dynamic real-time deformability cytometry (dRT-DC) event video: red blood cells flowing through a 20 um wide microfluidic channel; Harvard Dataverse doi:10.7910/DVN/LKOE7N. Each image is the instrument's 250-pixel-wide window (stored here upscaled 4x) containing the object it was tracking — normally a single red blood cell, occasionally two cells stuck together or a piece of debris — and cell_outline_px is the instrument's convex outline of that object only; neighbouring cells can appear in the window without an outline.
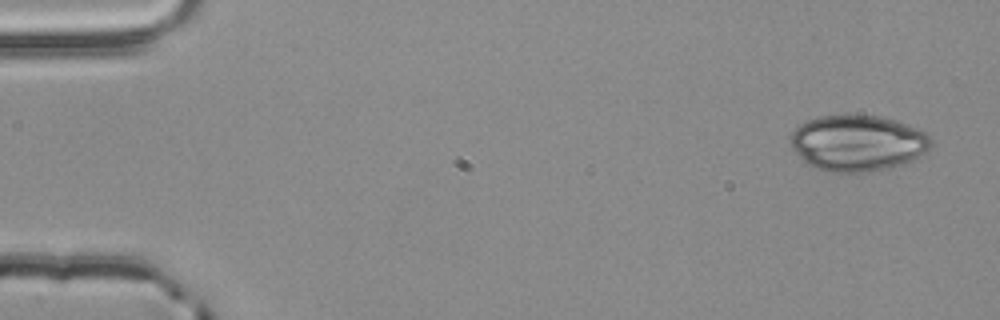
{"species": "common noctule bat (a hibernating species)", "species_latin": "Nyctalus noctula", "temperature_condition": "room temperature", "stored_images_in_passage": 4, "camera_frame_rate_fps": 3000, "um_per_image_px": 0.085, "animal": {"sex": "male", "body_mass_g": 20.4}, "frame": {"image": 1, "passage_image": 1, "time_ms": 0.0, "image_size_px": [1000, 320], "cell_outline_px": [[932, 144], [924, 152], [904, 164], [872, 172], [824, 172], [808, 164], [792, 148], [788, 140], [788, 136], [800, 124], [808, 120], [820, 116], [876, 116], [892, 120], [928, 132], [932, 140]], "centroid_in_image_um": [72.87, 12.18], "position_along_channel_um": 12.1, "area_um2": 45.66}}